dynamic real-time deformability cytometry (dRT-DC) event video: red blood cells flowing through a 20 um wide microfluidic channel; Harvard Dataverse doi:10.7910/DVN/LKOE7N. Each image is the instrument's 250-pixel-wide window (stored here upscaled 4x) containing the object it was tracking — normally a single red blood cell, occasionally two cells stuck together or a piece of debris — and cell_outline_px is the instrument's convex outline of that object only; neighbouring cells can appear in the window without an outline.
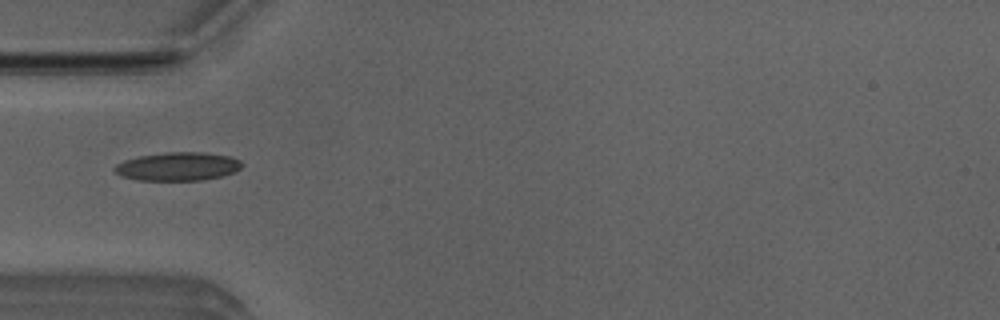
{"species": "Egyptian fruit bat (a non-hibernating species)", "species_latin": "Rousettus aegyptiacus", "temperature_condition": "room temperature", "stored_images_in_passage": 3, "camera_frame_rate_fps": 3000, "um_per_image_px": 0.085, "animal": {"sex": "male"}, "frame": {"image": 1, "passage_image": 3, "time_ms": 0.667, "image_size_px": [1000, 320], "cell_outline_px": [[244, 164], [236, 172], [224, 176], [204, 180], [136, 180], [120, 176], [112, 168], [116, 164], [124, 160], [140, 156], [164, 152], [204, 152], [232, 156], [240, 160]], "centroid_in_image_um": [15.15, 14.15], "position_along_channel_um": 69.9, "area_um2": 21.44}}